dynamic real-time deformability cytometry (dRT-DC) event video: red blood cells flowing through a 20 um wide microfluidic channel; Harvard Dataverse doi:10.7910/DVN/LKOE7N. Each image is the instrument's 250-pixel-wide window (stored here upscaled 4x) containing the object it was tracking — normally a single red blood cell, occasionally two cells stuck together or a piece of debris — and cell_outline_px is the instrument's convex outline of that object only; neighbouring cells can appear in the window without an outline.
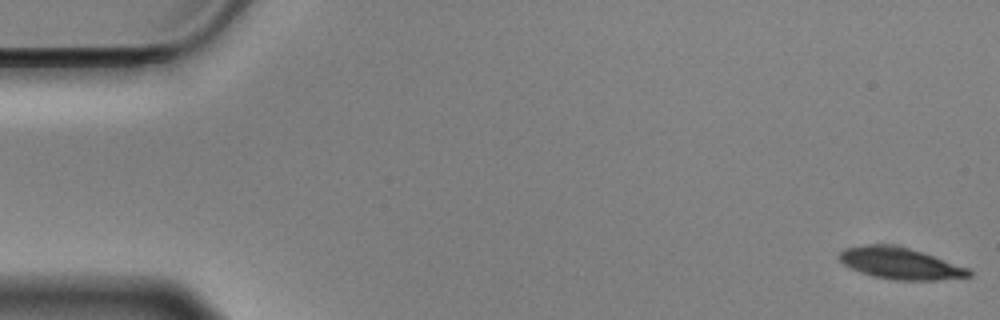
{"species": "Egyptian fruit bat (a non-hibernating species)", "species_latin": "Rousettus aegyptiacus", "temperature_condition": "cold", "stored_images_in_passage": 57, "camera_frame_rate_fps": 3000, "um_per_image_px": 0.085, "animal": {"sex": "male"}, "frame": {"image": 1, "passage_image": 1, "time_ms": 0.0, "image_size_px": [1000, 320], "cell_outline_px": [[972, 276], [936, 280], [892, 280], [872, 276], [860, 272], [844, 264], [840, 260], [840, 252], [844, 248], [868, 244], [884, 244], [908, 248], [968, 268], [972, 272]], "centroid_in_image_um": [76.49, 22.4], "position_along_channel_um": 8.5, "area_um2": 23.41}}
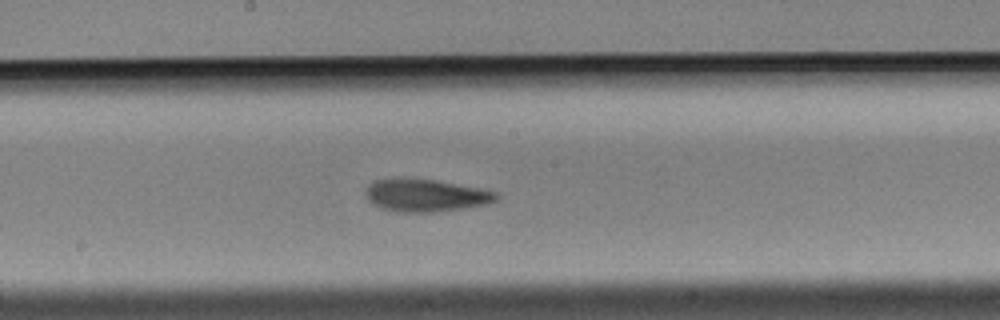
{"frame": {"image": 2, "passage_image": 30, "time_ms": 9.667, "image_size_px": [1000, 320], "cell_outline_px": [[500, 196], [496, 200], [488, 204], [464, 208], [432, 212], [400, 212], [384, 208], [372, 204], [368, 200], [364, 192], [368, 184], [376, 180], [396, 176], [404, 176], [436, 180], [480, 188], [500, 192]], "centroid_in_image_um": [36.17, 16.57], "position_along_channel_um": 212.0, "area_um2": 25.37}}
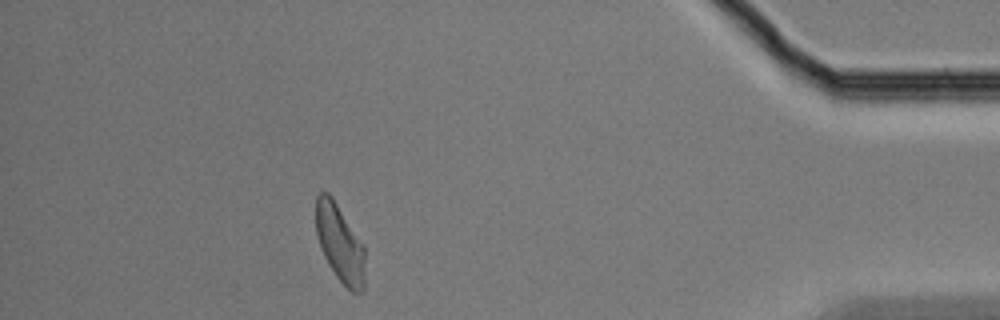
{"frame": {"image": 3, "passage_image": 51, "time_ms": 16.667, "image_size_px": [1000, 320], "cell_outline_px": [[364, 292], [352, 292], [336, 276], [328, 264], [324, 256], [316, 232], [316, 196], [320, 192], [328, 192], [332, 196], [364, 244]], "centroid_in_image_um": [28.9, 20.66], "position_along_channel_um": 406.3, "area_um2": 22.2}, "authors_computed_cell_mechanics": {"area_um2": 24.1026, "velocity_mm_per_s": 3.4948, "shape_relaxation_time_tau1_ms": 5.0429, "shape_relaxation_time_tau2_ms": 7.5397, "deformation_change_tau1": 0.1453, "deformation_change_tau2": 0.1234}}